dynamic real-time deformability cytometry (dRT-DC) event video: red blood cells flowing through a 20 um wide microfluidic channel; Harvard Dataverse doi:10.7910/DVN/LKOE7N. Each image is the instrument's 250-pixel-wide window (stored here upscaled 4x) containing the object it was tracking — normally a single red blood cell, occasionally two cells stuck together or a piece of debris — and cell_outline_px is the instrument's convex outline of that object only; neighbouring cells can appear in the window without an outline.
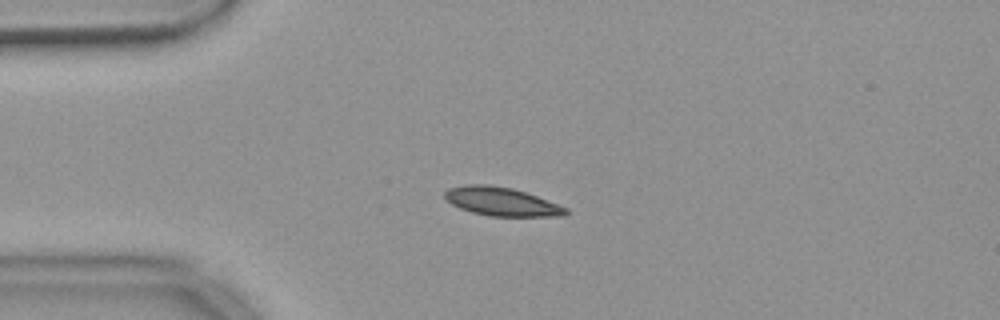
{"species": "common noctule bat (a hibernating species)", "species_latin": "Nyctalus noctula", "temperature_condition": "warm", "stored_images_in_passage": 43, "camera_frame_rate_fps": 3000, "um_per_image_px": 0.085, "animal": {"sex": "female", "body_mass_g": 18.4}, "frame": {"image": 1, "passage_image": 1, "time_ms": 0.0, "image_size_px": [1000, 320], "cell_outline_px": [[568, 212], [564, 216], [488, 216], [472, 212], [460, 208], [452, 204], [444, 196], [444, 192], [448, 188], [464, 184], [488, 184], [512, 188], [536, 196], [568, 208]], "centroid_in_image_um": [42.6, 17.13], "position_along_channel_um": 42.4, "area_um2": 20.06}}
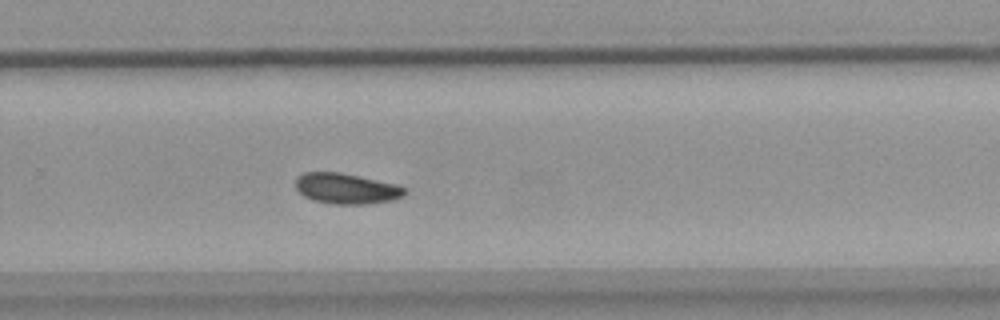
{"frame": {"image": 2, "passage_image": 24, "time_ms": 7.667, "image_size_px": [1000, 320], "cell_outline_px": [[408, 192], [404, 196], [392, 200], [364, 204], [332, 204], [312, 200], [304, 196], [296, 188], [296, 176], [304, 172], [340, 172], [396, 184], [404, 188]], "centroid_in_image_um": [29.43, 16.03], "position_along_channel_um": 300.4, "area_um2": 19.48}}
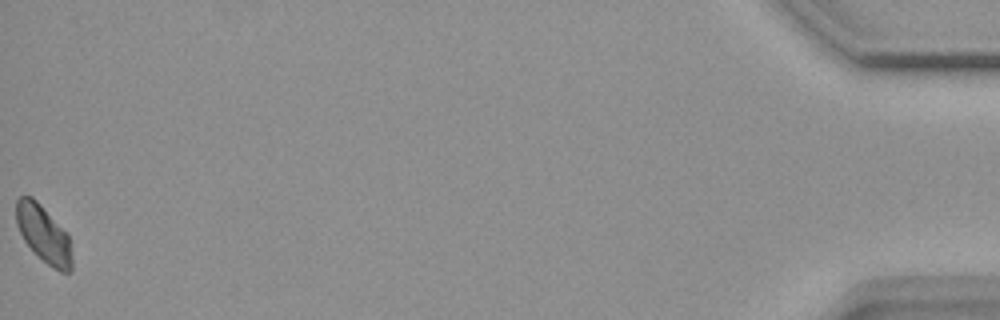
{"frame": {"image": 3, "passage_image": 43, "time_ms": 14.0, "image_size_px": [1000, 320], "cell_outline_px": [[72, 272], [60, 272], [48, 264], [24, 240], [16, 224], [16, 200], [20, 196], [32, 196], [40, 204], [68, 236], [72, 256]], "centroid_in_image_um": [3.7, 19.89], "position_along_channel_um": 431.5, "area_um2": 18.03}}